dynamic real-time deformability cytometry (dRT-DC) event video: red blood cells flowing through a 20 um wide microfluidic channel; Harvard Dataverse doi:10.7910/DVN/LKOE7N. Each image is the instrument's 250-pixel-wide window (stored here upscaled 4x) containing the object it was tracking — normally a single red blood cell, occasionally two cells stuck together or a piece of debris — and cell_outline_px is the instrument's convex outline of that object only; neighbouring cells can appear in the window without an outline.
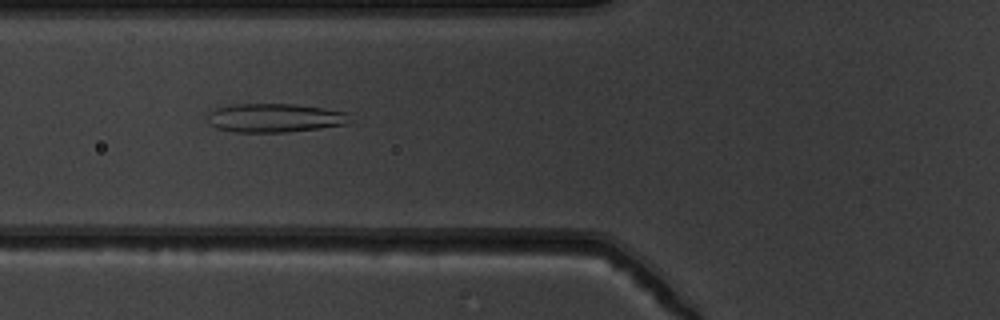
{"species": "common noctule bat (a hibernating species)", "species_latin": "Nyctalus noctula", "temperature_condition": "warm", "stored_images_in_passage": 53, "camera_frame_rate_fps": 3000, "um_per_image_px": 0.085, "animal": {"sex": "male", "body_mass_g": 19.5, "forearm_length_mm": 54.6}, "frame": {"image": 1, "passage_image": 21, "time_ms": 6.667, "image_size_px": [1000, 320], "cell_outline_px": [[348, 112], [344, 124], [320, 128], [284, 132], [232, 132], [216, 128], [208, 124], [208, 112], [216, 108], [236, 104], [296, 104], [324, 108]], "centroid_in_image_um": [23.26, 10.02], "position_along_channel_um": 102.5, "area_um2": 23.7}}
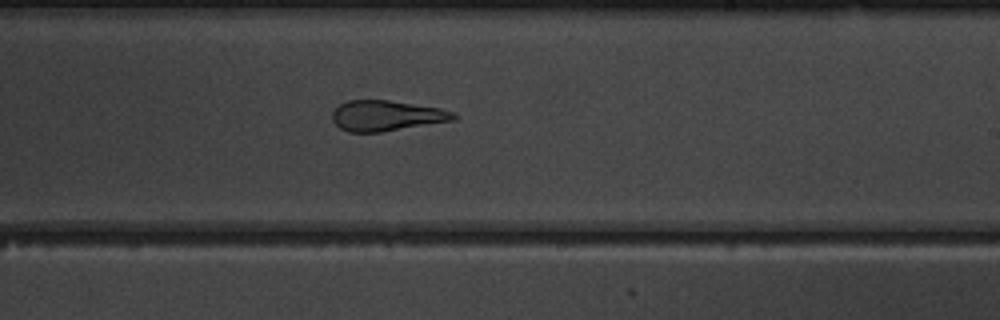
{"frame": {"image": 2, "passage_image": 33, "time_ms": 10.667, "image_size_px": [1000, 320], "cell_outline_px": [[456, 120], [380, 132], [348, 132], [340, 128], [332, 120], [332, 112], [340, 104], [348, 100], [388, 100], [440, 108], [452, 112], [456, 116]], "centroid_in_image_um": [32.83, 9.83], "position_along_channel_um": 256.2, "area_um2": 21.44}}
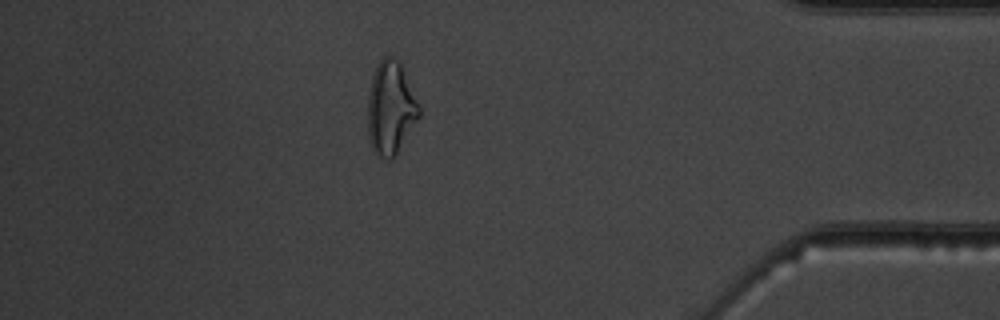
{"frame": {"image": 3, "passage_image": 47, "time_ms": 15.333, "image_size_px": [1000, 320], "cell_outline_px": [[420, 116], [396, 156], [392, 160], [384, 160], [376, 156], [372, 152], [368, 136], [368, 96], [372, 76], [380, 60], [384, 56], [392, 56], [400, 60], [420, 108]], "centroid_in_image_um": [33.2, 9.24], "position_along_channel_um": 402.0, "area_um2": 28.32}, "authors_computed_cell_mechanics": {"area_um2": 26.0678, "velocity_mm_per_s": 3.8429, "shape_relaxation_time_tau1_ms": null, "shape_relaxation_time_tau2_ms": 1.5684, "deformation_change_tau1": null, "deformation_change_tau2": 0.0978}}